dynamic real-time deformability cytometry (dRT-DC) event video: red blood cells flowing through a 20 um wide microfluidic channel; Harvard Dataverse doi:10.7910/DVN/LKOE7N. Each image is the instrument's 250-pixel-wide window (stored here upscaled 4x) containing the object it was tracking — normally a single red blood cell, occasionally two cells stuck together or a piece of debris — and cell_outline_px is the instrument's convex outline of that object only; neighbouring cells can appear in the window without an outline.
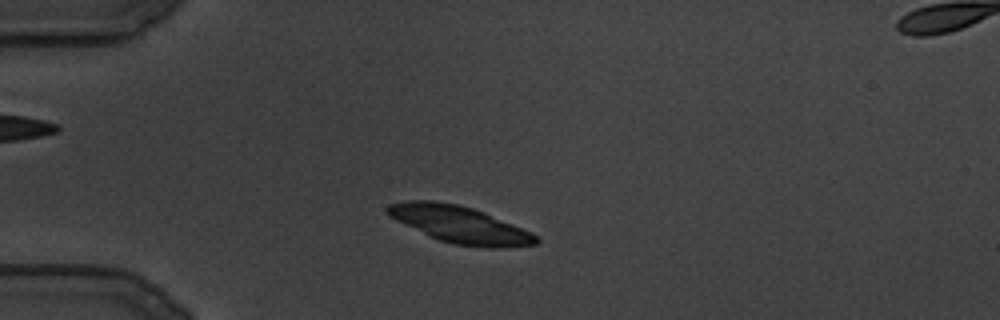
{"species": "common noctule bat (a hibernating species)", "species_latin": "Nyctalus noctula", "temperature_condition": "cold", "stored_images_in_passage": 102, "camera_frame_rate_fps": 3000, "um_per_image_px": 0.085, "animal": {"sex": "male", "body_mass_g": 19.5, "forearm_length_mm": 54.6}, "frame": {"image": 1, "passage_image": 14, "time_ms": 4.333, "image_size_px": [1000, 320], "cell_outline_px": [[540, 240], [536, 244], [508, 248], [488, 248], [452, 244], [440, 240], [396, 220], [388, 216], [384, 212], [384, 208], [388, 204], [408, 200], [432, 200], [456, 204], [472, 208], [512, 224], [536, 236]], "centroid_in_image_um": [39.03, 19.08], "position_along_channel_um": 46.0, "area_um2": 31.62}}